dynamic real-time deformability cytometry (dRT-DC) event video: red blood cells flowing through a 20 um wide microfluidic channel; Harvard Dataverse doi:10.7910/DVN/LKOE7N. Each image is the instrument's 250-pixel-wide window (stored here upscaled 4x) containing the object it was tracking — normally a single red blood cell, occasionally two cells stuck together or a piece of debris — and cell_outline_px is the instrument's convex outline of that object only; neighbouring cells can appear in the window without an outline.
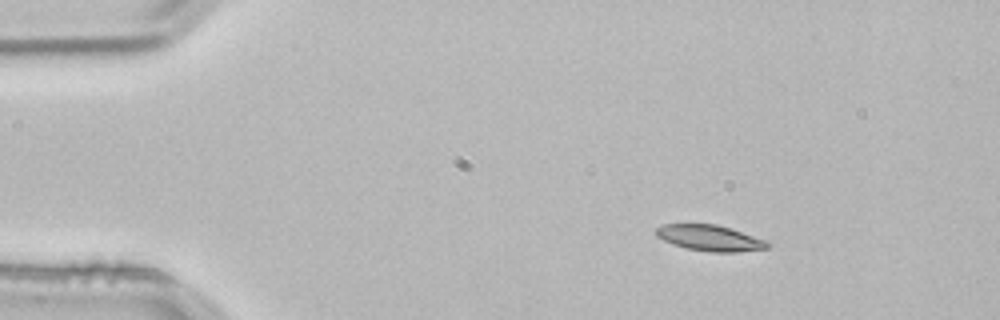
{"species": "common noctule bat (a hibernating species)", "species_latin": "Nyctalus noctula", "temperature_condition": "room temperature", "stored_images_in_passage": 2, "camera_frame_rate_fps": 3000, "um_per_image_px": 0.085, "animal": {"sex": "male", "body_mass_g": 21.5, "forearm_length_mm": 52.0}, "frame": {"image": 1, "passage_image": 1, "time_ms": 0.0, "image_size_px": [1000, 320], "cell_outline_px": [[772, 244], [768, 248], [736, 252], [712, 252], [688, 248], [672, 244], [656, 236], [656, 228], [664, 224], [716, 224], [764, 240]], "centroid_in_image_um": [60.31, 20.23], "position_along_channel_um": 24.7, "area_um2": 16.47}}